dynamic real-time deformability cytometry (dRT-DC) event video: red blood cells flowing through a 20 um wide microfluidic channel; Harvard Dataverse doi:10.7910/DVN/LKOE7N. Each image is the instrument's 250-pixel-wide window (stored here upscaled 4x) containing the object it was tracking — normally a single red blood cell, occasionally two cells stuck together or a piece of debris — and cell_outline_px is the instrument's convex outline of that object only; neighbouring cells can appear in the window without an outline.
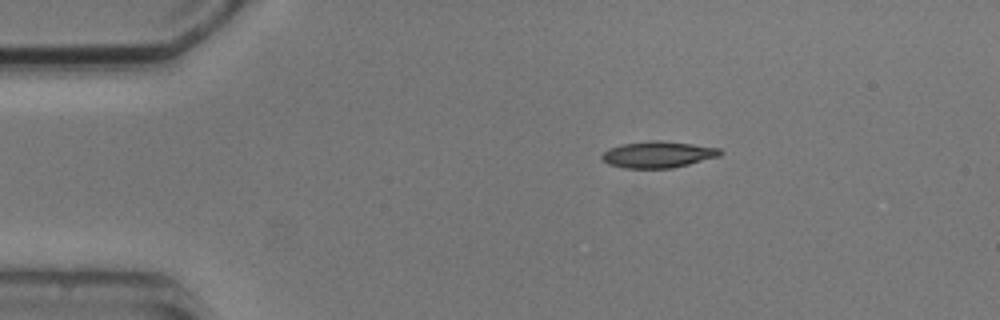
{"species": "common noctule bat (a hibernating species)", "species_latin": "Nyctalus noctula", "temperature_condition": "cold", "stored_images_in_passage": 2, "camera_frame_rate_fps": 3000, "um_per_image_px": 0.085, "animal": {"sex": "male", "body_mass_g": 20.5, "forearm_length_mm": 52.5}, "frame": {"image": 1, "passage_image": 1, "time_ms": 0.0, "image_size_px": [1000, 320], "cell_outline_px": [[724, 152], [720, 156], [672, 168], [624, 168], [608, 164], [600, 156], [608, 148], [624, 144], [652, 140], [660, 140], [692, 144], [720, 148]], "centroid_in_image_um": [55.94, 13.13], "position_along_channel_um": 29.1, "area_um2": 18.15}}